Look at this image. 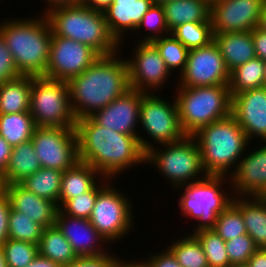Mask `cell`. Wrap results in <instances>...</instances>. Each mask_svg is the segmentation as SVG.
<instances>
[{"label": "cell", "mask_w": 266, "mask_h": 267, "mask_svg": "<svg viewBox=\"0 0 266 267\" xmlns=\"http://www.w3.org/2000/svg\"><path fill=\"white\" fill-rule=\"evenodd\" d=\"M157 94L159 92L156 94L143 92L140 105L139 125L140 129L142 127L143 132L147 133V136H145L146 138L138 136V138L145 152L154 147V143L159 146L178 142L186 137L180 124L176 100L174 99L170 103Z\"/></svg>", "instance_id": "obj_10"}, {"label": "cell", "mask_w": 266, "mask_h": 267, "mask_svg": "<svg viewBox=\"0 0 266 267\" xmlns=\"http://www.w3.org/2000/svg\"><path fill=\"white\" fill-rule=\"evenodd\" d=\"M36 127L30 111L0 114V135L12 147L30 141Z\"/></svg>", "instance_id": "obj_30"}, {"label": "cell", "mask_w": 266, "mask_h": 267, "mask_svg": "<svg viewBox=\"0 0 266 267\" xmlns=\"http://www.w3.org/2000/svg\"><path fill=\"white\" fill-rule=\"evenodd\" d=\"M256 57L266 61V32L256 27L252 31Z\"/></svg>", "instance_id": "obj_47"}, {"label": "cell", "mask_w": 266, "mask_h": 267, "mask_svg": "<svg viewBox=\"0 0 266 267\" xmlns=\"http://www.w3.org/2000/svg\"><path fill=\"white\" fill-rule=\"evenodd\" d=\"M102 178V175L91 165L80 161L74 167L63 171L59 208L68 199L91 190Z\"/></svg>", "instance_id": "obj_27"}, {"label": "cell", "mask_w": 266, "mask_h": 267, "mask_svg": "<svg viewBox=\"0 0 266 267\" xmlns=\"http://www.w3.org/2000/svg\"><path fill=\"white\" fill-rule=\"evenodd\" d=\"M21 76L15 66L13 55L0 34V84Z\"/></svg>", "instance_id": "obj_43"}, {"label": "cell", "mask_w": 266, "mask_h": 267, "mask_svg": "<svg viewBox=\"0 0 266 267\" xmlns=\"http://www.w3.org/2000/svg\"><path fill=\"white\" fill-rule=\"evenodd\" d=\"M112 185V186H111ZM109 182L98 192L89 221L99 234L113 246L118 240L127 237L134 226V203L127 194ZM132 204V205H131Z\"/></svg>", "instance_id": "obj_11"}, {"label": "cell", "mask_w": 266, "mask_h": 267, "mask_svg": "<svg viewBox=\"0 0 266 267\" xmlns=\"http://www.w3.org/2000/svg\"><path fill=\"white\" fill-rule=\"evenodd\" d=\"M258 28L266 32V0H264L263 6H262V13L260 16V22H259Z\"/></svg>", "instance_id": "obj_54"}, {"label": "cell", "mask_w": 266, "mask_h": 267, "mask_svg": "<svg viewBox=\"0 0 266 267\" xmlns=\"http://www.w3.org/2000/svg\"><path fill=\"white\" fill-rule=\"evenodd\" d=\"M232 115L249 141L266 140V87L241 91L232 96Z\"/></svg>", "instance_id": "obj_19"}, {"label": "cell", "mask_w": 266, "mask_h": 267, "mask_svg": "<svg viewBox=\"0 0 266 267\" xmlns=\"http://www.w3.org/2000/svg\"><path fill=\"white\" fill-rule=\"evenodd\" d=\"M109 253L108 251L98 256L78 257L70 264L62 265V267H109L113 259L117 256Z\"/></svg>", "instance_id": "obj_44"}, {"label": "cell", "mask_w": 266, "mask_h": 267, "mask_svg": "<svg viewBox=\"0 0 266 267\" xmlns=\"http://www.w3.org/2000/svg\"><path fill=\"white\" fill-rule=\"evenodd\" d=\"M2 21L0 34L13 55L19 73L44 76L53 35L46 15L25 19H9L8 17Z\"/></svg>", "instance_id": "obj_3"}, {"label": "cell", "mask_w": 266, "mask_h": 267, "mask_svg": "<svg viewBox=\"0 0 266 267\" xmlns=\"http://www.w3.org/2000/svg\"><path fill=\"white\" fill-rule=\"evenodd\" d=\"M44 227L27 217L25 213L10 209L8 239L30 242L38 245Z\"/></svg>", "instance_id": "obj_35"}, {"label": "cell", "mask_w": 266, "mask_h": 267, "mask_svg": "<svg viewBox=\"0 0 266 267\" xmlns=\"http://www.w3.org/2000/svg\"><path fill=\"white\" fill-rule=\"evenodd\" d=\"M114 0H84L82 4L90 9L103 12Z\"/></svg>", "instance_id": "obj_53"}, {"label": "cell", "mask_w": 266, "mask_h": 267, "mask_svg": "<svg viewBox=\"0 0 266 267\" xmlns=\"http://www.w3.org/2000/svg\"><path fill=\"white\" fill-rule=\"evenodd\" d=\"M142 99L143 92L130 88L109 105L94 112L90 118L108 130L111 129L125 135L140 136L142 134L138 132L137 125H139Z\"/></svg>", "instance_id": "obj_17"}, {"label": "cell", "mask_w": 266, "mask_h": 267, "mask_svg": "<svg viewBox=\"0 0 266 267\" xmlns=\"http://www.w3.org/2000/svg\"><path fill=\"white\" fill-rule=\"evenodd\" d=\"M55 225L68 240L78 257L98 256L109 251L105 247L108 244L107 241L89 219L71 217L59 209Z\"/></svg>", "instance_id": "obj_20"}, {"label": "cell", "mask_w": 266, "mask_h": 267, "mask_svg": "<svg viewBox=\"0 0 266 267\" xmlns=\"http://www.w3.org/2000/svg\"><path fill=\"white\" fill-rule=\"evenodd\" d=\"M213 230L225 242L236 236L247 234L241 211L232 202L223 212L217 215Z\"/></svg>", "instance_id": "obj_39"}, {"label": "cell", "mask_w": 266, "mask_h": 267, "mask_svg": "<svg viewBox=\"0 0 266 267\" xmlns=\"http://www.w3.org/2000/svg\"><path fill=\"white\" fill-rule=\"evenodd\" d=\"M0 267H7L5 253L2 246H0Z\"/></svg>", "instance_id": "obj_55"}, {"label": "cell", "mask_w": 266, "mask_h": 267, "mask_svg": "<svg viewBox=\"0 0 266 267\" xmlns=\"http://www.w3.org/2000/svg\"><path fill=\"white\" fill-rule=\"evenodd\" d=\"M45 1L46 4H48L46 6V9L43 8L44 11H42V13L44 12V15L54 8L62 6H72L80 3L78 0H44V2Z\"/></svg>", "instance_id": "obj_52"}, {"label": "cell", "mask_w": 266, "mask_h": 267, "mask_svg": "<svg viewBox=\"0 0 266 267\" xmlns=\"http://www.w3.org/2000/svg\"><path fill=\"white\" fill-rule=\"evenodd\" d=\"M30 114L38 127L75 128L68 82L32 76Z\"/></svg>", "instance_id": "obj_9"}, {"label": "cell", "mask_w": 266, "mask_h": 267, "mask_svg": "<svg viewBox=\"0 0 266 267\" xmlns=\"http://www.w3.org/2000/svg\"><path fill=\"white\" fill-rule=\"evenodd\" d=\"M63 171L40 168L20 184L41 198L51 200L59 207V194Z\"/></svg>", "instance_id": "obj_32"}, {"label": "cell", "mask_w": 266, "mask_h": 267, "mask_svg": "<svg viewBox=\"0 0 266 267\" xmlns=\"http://www.w3.org/2000/svg\"><path fill=\"white\" fill-rule=\"evenodd\" d=\"M265 87H266V61H265Z\"/></svg>", "instance_id": "obj_59"}, {"label": "cell", "mask_w": 266, "mask_h": 267, "mask_svg": "<svg viewBox=\"0 0 266 267\" xmlns=\"http://www.w3.org/2000/svg\"><path fill=\"white\" fill-rule=\"evenodd\" d=\"M202 245L209 267H229L225 241L213 229L200 230L193 234Z\"/></svg>", "instance_id": "obj_37"}, {"label": "cell", "mask_w": 266, "mask_h": 267, "mask_svg": "<svg viewBox=\"0 0 266 267\" xmlns=\"http://www.w3.org/2000/svg\"><path fill=\"white\" fill-rule=\"evenodd\" d=\"M171 243L167 247L181 267H209L202 245L193 234L187 233Z\"/></svg>", "instance_id": "obj_33"}, {"label": "cell", "mask_w": 266, "mask_h": 267, "mask_svg": "<svg viewBox=\"0 0 266 267\" xmlns=\"http://www.w3.org/2000/svg\"><path fill=\"white\" fill-rule=\"evenodd\" d=\"M229 179L233 197H266V148L246 150Z\"/></svg>", "instance_id": "obj_18"}, {"label": "cell", "mask_w": 266, "mask_h": 267, "mask_svg": "<svg viewBox=\"0 0 266 267\" xmlns=\"http://www.w3.org/2000/svg\"><path fill=\"white\" fill-rule=\"evenodd\" d=\"M52 33L90 46L100 56L121 51L120 44L108 30L104 13L82 3L62 6L45 14Z\"/></svg>", "instance_id": "obj_5"}, {"label": "cell", "mask_w": 266, "mask_h": 267, "mask_svg": "<svg viewBox=\"0 0 266 267\" xmlns=\"http://www.w3.org/2000/svg\"><path fill=\"white\" fill-rule=\"evenodd\" d=\"M31 141L41 168L65 171L79 162L75 128L37 126Z\"/></svg>", "instance_id": "obj_12"}, {"label": "cell", "mask_w": 266, "mask_h": 267, "mask_svg": "<svg viewBox=\"0 0 266 267\" xmlns=\"http://www.w3.org/2000/svg\"><path fill=\"white\" fill-rule=\"evenodd\" d=\"M226 183L230 184V179L227 176L207 175L202 180L185 184L178 189L175 188L178 191L180 189L183 191L180 192L182 194L178 201L180 212L184 217L197 221L196 227L194 226V230L192 228L189 234L214 228L217 215L223 212L233 200L231 189L230 193H227L222 186Z\"/></svg>", "instance_id": "obj_7"}, {"label": "cell", "mask_w": 266, "mask_h": 267, "mask_svg": "<svg viewBox=\"0 0 266 267\" xmlns=\"http://www.w3.org/2000/svg\"><path fill=\"white\" fill-rule=\"evenodd\" d=\"M4 193L12 209L25 213L44 228L55 225L59 207L53 201L35 195L21 184L4 185Z\"/></svg>", "instance_id": "obj_22"}, {"label": "cell", "mask_w": 266, "mask_h": 267, "mask_svg": "<svg viewBox=\"0 0 266 267\" xmlns=\"http://www.w3.org/2000/svg\"><path fill=\"white\" fill-rule=\"evenodd\" d=\"M175 90L173 97L176 96L180 124L186 136H193L202 127L232 114L228 85L176 87Z\"/></svg>", "instance_id": "obj_6"}, {"label": "cell", "mask_w": 266, "mask_h": 267, "mask_svg": "<svg viewBox=\"0 0 266 267\" xmlns=\"http://www.w3.org/2000/svg\"><path fill=\"white\" fill-rule=\"evenodd\" d=\"M99 57L90 46L53 34L44 77L68 82L83 73Z\"/></svg>", "instance_id": "obj_14"}, {"label": "cell", "mask_w": 266, "mask_h": 267, "mask_svg": "<svg viewBox=\"0 0 266 267\" xmlns=\"http://www.w3.org/2000/svg\"><path fill=\"white\" fill-rule=\"evenodd\" d=\"M32 76L21 75L0 84V114L30 111Z\"/></svg>", "instance_id": "obj_28"}, {"label": "cell", "mask_w": 266, "mask_h": 267, "mask_svg": "<svg viewBox=\"0 0 266 267\" xmlns=\"http://www.w3.org/2000/svg\"><path fill=\"white\" fill-rule=\"evenodd\" d=\"M229 267H247L246 265H230Z\"/></svg>", "instance_id": "obj_58"}, {"label": "cell", "mask_w": 266, "mask_h": 267, "mask_svg": "<svg viewBox=\"0 0 266 267\" xmlns=\"http://www.w3.org/2000/svg\"><path fill=\"white\" fill-rule=\"evenodd\" d=\"M265 86V61L260 58L249 60L230 72L228 87L231 95L241 91Z\"/></svg>", "instance_id": "obj_31"}, {"label": "cell", "mask_w": 266, "mask_h": 267, "mask_svg": "<svg viewBox=\"0 0 266 267\" xmlns=\"http://www.w3.org/2000/svg\"><path fill=\"white\" fill-rule=\"evenodd\" d=\"M25 267H62V265L38 254L35 259Z\"/></svg>", "instance_id": "obj_51"}, {"label": "cell", "mask_w": 266, "mask_h": 267, "mask_svg": "<svg viewBox=\"0 0 266 267\" xmlns=\"http://www.w3.org/2000/svg\"><path fill=\"white\" fill-rule=\"evenodd\" d=\"M152 1H153V3L162 4V3L170 1V0H152Z\"/></svg>", "instance_id": "obj_57"}, {"label": "cell", "mask_w": 266, "mask_h": 267, "mask_svg": "<svg viewBox=\"0 0 266 267\" xmlns=\"http://www.w3.org/2000/svg\"><path fill=\"white\" fill-rule=\"evenodd\" d=\"M230 265H246L258 250L254 240L248 235H240L225 242Z\"/></svg>", "instance_id": "obj_42"}, {"label": "cell", "mask_w": 266, "mask_h": 267, "mask_svg": "<svg viewBox=\"0 0 266 267\" xmlns=\"http://www.w3.org/2000/svg\"><path fill=\"white\" fill-rule=\"evenodd\" d=\"M147 267H181L173 253L166 247L161 253L149 254L146 259Z\"/></svg>", "instance_id": "obj_45"}, {"label": "cell", "mask_w": 266, "mask_h": 267, "mask_svg": "<svg viewBox=\"0 0 266 267\" xmlns=\"http://www.w3.org/2000/svg\"><path fill=\"white\" fill-rule=\"evenodd\" d=\"M214 42L229 72L256 58L251 31L215 33Z\"/></svg>", "instance_id": "obj_23"}, {"label": "cell", "mask_w": 266, "mask_h": 267, "mask_svg": "<svg viewBox=\"0 0 266 267\" xmlns=\"http://www.w3.org/2000/svg\"><path fill=\"white\" fill-rule=\"evenodd\" d=\"M160 146L157 148L155 145V148L146 152V164L154 165V169H158L167 182L170 180L174 190L207 176L203 169L199 144L193 136Z\"/></svg>", "instance_id": "obj_8"}, {"label": "cell", "mask_w": 266, "mask_h": 267, "mask_svg": "<svg viewBox=\"0 0 266 267\" xmlns=\"http://www.w3.org/2000/svg\"><path fill=\"white\" fill-rule=\"evenodd\" d=\"M132 48L133 58H125L130 88L144 93L160 91L172 73L157 48L151 42L138 41L136 47Z\"/></svg>", "instance_id": "obj_15"}, {"label": "cell", "mask_w": 266, "mask_h": 267, "mask_svg": "<svg viewBox=\"0 0 266 267\" xmlns=\"http://www.w3.org/2000/svg\"><path fill=\"white\" fill-rule=\"evenodd\" d=\"M241 211L247 234L258 249H266V197H233Z\"/></svg>", "instance_id": "obj_24"}, {"label": "cell", "mask_w": 266, "mask_h": 267, "mask_svg": "<svg viewBox=\"0 0 266 267\" xmlns=\"http://www.w3.org/2000/svg\"><path fill=\"white\" fill-rule=\"evenodd\" d=\"M152 4V0H114L103 11L108 30L120 46L125 40V33L130 35L128 32L131 30L136 32L143 16Z\"/></svg>", "instance_id": "obj_21"}, {"label": "cell", "mask_w": 266, "mask_h": 267, "mask_svg": "<svg viewBox=\"0 0 266 267\" xmlns=\"http://www.w3.org/2000/svg\"><path fill=\"white\" fill-rule=\"evenodd\" d=\"M141 29H148V32L150 31V33H148V35L146 33V35L143 36V40H137L138 42H152L156 39L166 36V34H171L166 25L165 11L162 4H152L136 29V31H138V36L140 35L139 32Z\"/></svg>", "instance_id": "obj_40"}, {"label": "cell", "mask_w": 266, "mask_h": 267, "mask_svg": "<svg viewBox=\"0 0 266 267\" xmlns=\"http://www.w3.org/2000/svg\"><path fill=\"white\" fill-rule=\"evenodd\" d=\"M247 267H266V249H258L246 263Z\"/></svg>", "instance_id": "obj_49"}, {"label": "cell", "mask_w": 266, "mask_h": 267, "mask_svg": "<svg viewBox=\"0 0 266 267\" xmlns=\"http://www.w3.org/2000/svg\"><path fill=\"white\" fill-rule=\"evenodd\" d=\"M10 202L6 194L0 195V246L8 239V220L10 213Z\"/></svg>", "instance_id": "obj_46"}, {"label": "cell", "mask_w": 266, "mask_h": 267, "mask_svg": "<svg viewBox=\"0 0 266 267\" xmlns=\"http://www.w3.org/2000/svg\"><path fill=\"white\" fill-rule=\"evenodd\" d=\"M40 168V161L31 140L13 146L8 165L1 176L3 184H20Z\"/></svg>", "instance_id": "obj_25"}, {"label": "cell", "mask_w": 266, "mask_h": 267, "mask_svg": "<svg viewBox=\"0 0 266 267\" xmlns=\"http://www.w3.org/2000/svg\"><path fill=\"white\" fill-rule=\"evenodd\" d=\"M171 34L188 50L209 45L214 41L211 22H187L178 25Z\"/></svg>", "instance_id": "obj_34"}, {"label": "cell", "mask_w": 266, "mask_h": 267, "mask_svg": "<svg viewBox=\"0 0 266 267\" xmlns=\"http://www.w3.org/2000/svg\"><path fill=\"white\" fill-rule=\"evenodd\" d=\"M79 161L91 165L102 177L113 179L146 163L139 135H125L96 124L90 117L76 120Z\"/></svg>", "instance_id": "obj_1"}, {"label": "cell", "mask_w": 266, "mask_h": 267, "mask_svg": "<svg viewBox=\"0 0 266 267\" xmlns=\"http://www.w3.org/2000/svg\"><path fill=\"white\" fill-rule=\"evenodd\" d=\"M109 181L111 182V179L103 177L91 190L68 199L59 209L64 214L71 217L89 219L98 192L107 184L106 182Z\"/></svg>", "instance_id": "obj_38"}, {"label": "cell", "mask_w": 266, "mask_h": 267, "mask_svg": "<svg viewBox=\"0 0 266 267\" xmlns=\"http://www.w3.org/2000/svg\"><path fill=\"white\" fill-rule=\"evenodd\" d=\"M162 5L170 32L187 22H211V4L208 0H170Z\"/></svg>", "instance_id": "obj_26"}, {"label": "cell", "mask_w": 266, "mask_h": 267, "mask_svg": "<svg viewBox=\"0 0 266 267\" xmlns=\"http://www.w3.org/2000/svg\"><path fill=\"white\" fill-rule=\"evenodd\" d=\"M264 0H219L211 4L213 33L246 32L259 26Z\"/></svg>", "instance_id": "obj_16"}, {"label": "cell", "mask_w": 266, "mask_h": 267, "mask_svg": "<svg viewBox=\"0 0 266 267\" xmlns=\"http://www.w3.org/2000/svg\"><path fill=\"white\" fill-rule=\"evenodd\" d=\"M39 254L60 265L70 264L78 258L68 240L56 225L44 228L38 244Z\"/></svg>", "instance_id": "obj_29"}, {"label": "cell", "mask_w": 266, "mask_h": 267, "mask_svg": "<svg viewBox=\"0 0 266 267\" xmlns=\"http://www.w3.org/2000/svg\"><path fill=\"white\" fill-rule=\"evenodd\" d=\"M118 52L100 56L83 73L68 81L76 120L90 117L130 89L127 62Z\"/></svg>", "instance_id": "obj_2"}, {"label": "cell", "mask_w": 266, "mask_h": 267, "mask_svg": "<svg viewBox=\"0 0 266 267\" xmlns=\"http://www.w3.org/2000/svg\"><path fill=\"white\" fill-rule=\"evenodd\" d=\"M193 137L200 147L204 171L214 176L229 177L251 144L232 114L202 127Z\"/></svg>", "instance_id": "obj_4"}, {"label": "cell", "mask_w": 266, "mask_h": 267, "mask_svg": "<svg viewBox=\"0 0 266 267\" xmlns=\"http://www.w3.org/2000/svg\"><path fill=\"white\" fill-rule=\"evenodd\" d=\"M261 143H263V144H261ZM260 144H261V145H263V146L266 148V140H265V141H262V142H260Z\"/></svg>", "instance_id": "obj_60"}, {"label": "cell", "mask_w": 266, "mask_h": 267, "mask_svg": "<svg viewBox=\"0 0 266 267\" xmlns=\"http://www.w3.org/2000/svg\"><path fill=\"white\" fill-rule=\"evenodd\" d=\"M2 248L7 267H25L39 254L38 245L13 239H7Z\"/></svg>", "instance_id": "obj_41"}, {"label": "cell", "mask_w": 266, "mask_h": 267, "mask_svg": "<svg viewBox=\"0 0 266 267\" xmlns=\"http://www.w3.org/2000/svg\"><path fill=\"white\" fill-rule=\"evenodd\" d=\"M210 4L216 2V1H219V0H208Z\"/></svg>", "instance_id": "obj_61"}, {"label": "cell", "mask_w": 266, "mask_h": 267, "mask_svg": "<svg viewBox=\"0 0 266 267\" xmlns=\"http://www.w3.org/2000/svg\"><path fill=\"white\" fill-rule=\"evenodd\" d=\"M12 148L13 147L0 135V176L4 174L8 165Z\"/></svg>", "instance_id": "obj_48"}, {"label": "cell", "mask_w": 266, "mask_h": 267, "mask_svg": "<svg viewBox=\"0 0 266 267\" xmlns=\"http://www.w3.org/2000/svg\"><path fill=\"white\" fill-rule=\"evenodd\" d=\"M4 192V184L2 177L0 176V195Z\"/></svg>", "instance_id": "obj_56"}, {"label": "cell", "mask_w": 266, "mask_h": 267, "mask_svg": "<svg viewBox=\"0 0 266 267\" xmlns=\"http://www.w3.org/2000/svg\"><path fill=\"white\" fill-rule=\"evenodd\" d=\"M230 72L227 69L218 45H209L189 50L184 71L179 75L176 87H205L228 85Z\"/></svg>", "instance_id": "obj_13"}, {"label": "cell", "mask_w": 266, "mask_h": 267, "mask_svg": "<svg viewBox=\"0 0 266 267\" xmlns=\"http://www.w3.org/2000/svg\"><path fill=\"white\" fill-rule=\"evenodd\" d=\"M109 267H147V265H146L145 260L140 261L139 259V262H138V259H137V261L135 262V259L134 261L133 260L125 261L124 259H121L120 257H115L113 261L111 262V264L109 265Z\"/></svg>", "instance_id": "obj_50"}, {"label": "cell", "mask_w": 266, "mask_h": 267, "mask_svg": "<svg viewBox=\"0 0 266 267\" xmlns=\"http://www.w3.org/2000/svg\"><path fill=\"white\" fill-rule=\"evenodd\" d=\"M151 43L157 48L171 73L176 70L181 74L184 71L189 50L172 34L163 36Z\"/></svg>", "instance_id": "obj_36"}]
</instances>
